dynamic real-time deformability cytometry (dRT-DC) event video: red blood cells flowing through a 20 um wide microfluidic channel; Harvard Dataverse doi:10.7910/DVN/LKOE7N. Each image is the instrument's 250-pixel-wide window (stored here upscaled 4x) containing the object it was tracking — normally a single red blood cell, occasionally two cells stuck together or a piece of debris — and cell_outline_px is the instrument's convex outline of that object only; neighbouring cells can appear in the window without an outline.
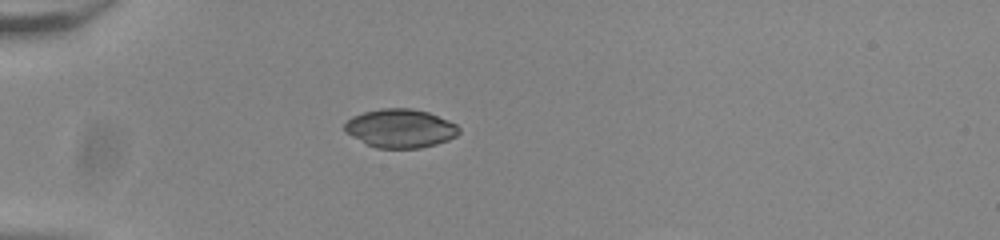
{"species": "common noctule bat (a hibernating species)", "species_latin": "Nyctalus noctula", "temperature_condition": "room temperature", "stored_images_in_passage": 35, "camera_frame_rate_fps": 3000, "um_per_image_px": 0.085, "animal": {"sex": "male", "body_mass_g": 20.0, "forearm_length_mm": 53.3}, "frame": {"image": 1, "passage_image": 1, "time_ms": 0.0, "image_size_px": [1000, 240], "cell_outline_px": [[460, 132], [456, 136], [448, 140], [436, 144], [420, 148], [376, 148], [344, 132], [344, 124], [352, 116], [364, 112], [380, 108], [412, 108], [428, 112], [448, 120], [456, 124], [460, 128]], "centroid_in_image_um": [34.03, 10.9], "position_along_channel_um": 51.0, "area_um2": 25.78}}
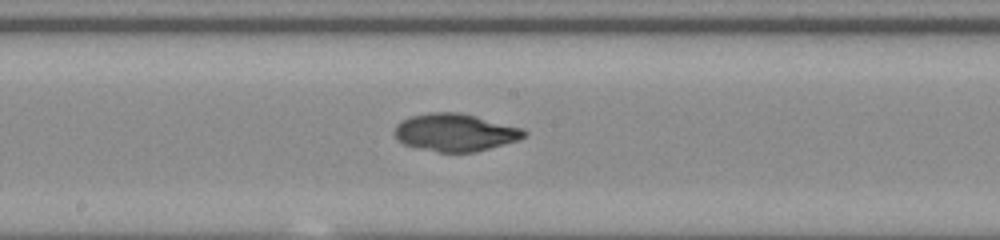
{"frame": {"image": 2, "passage_image": 15, "time_ms": 4.667, "image_size_px": [1000, 240], "cell_outline_px": [[528, 132], [520, 140], [476, 152], [436, 152], [404, 144], [396, 140], [392, 132], [396, 124], [412, 116], [428, 112], [460, 112], [524, 128]], "centroid_in_image_um": [38.69, 11.26], "position_along_channel_um": 209.5, "area_um2": 28.67}}
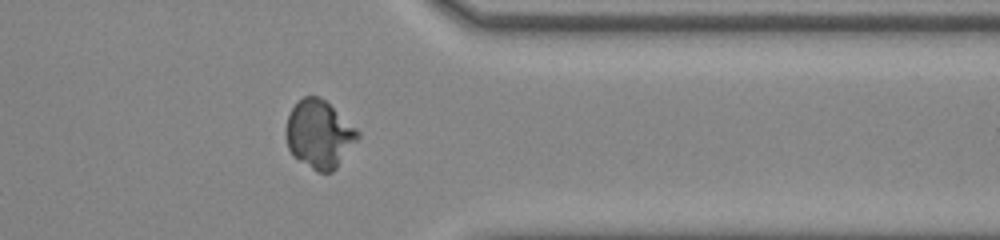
{"frame": {"image": 3, "passage_image": 29, "time_ms": 9.333, "image_size_px": [1000, 240], "cell_outline_px": [[360, 136], [336, 168], [332, 172], [316, 172], [292, 156], [288, 148], [288, 116], [292, 108], [304, 96], [316, 96], [324, 100], [356, 128], [360, 132]], "centroid_in_image_um": [27.15, 11.44], "position_along_channel_um": 384.3, "area_um2": 27.8}}